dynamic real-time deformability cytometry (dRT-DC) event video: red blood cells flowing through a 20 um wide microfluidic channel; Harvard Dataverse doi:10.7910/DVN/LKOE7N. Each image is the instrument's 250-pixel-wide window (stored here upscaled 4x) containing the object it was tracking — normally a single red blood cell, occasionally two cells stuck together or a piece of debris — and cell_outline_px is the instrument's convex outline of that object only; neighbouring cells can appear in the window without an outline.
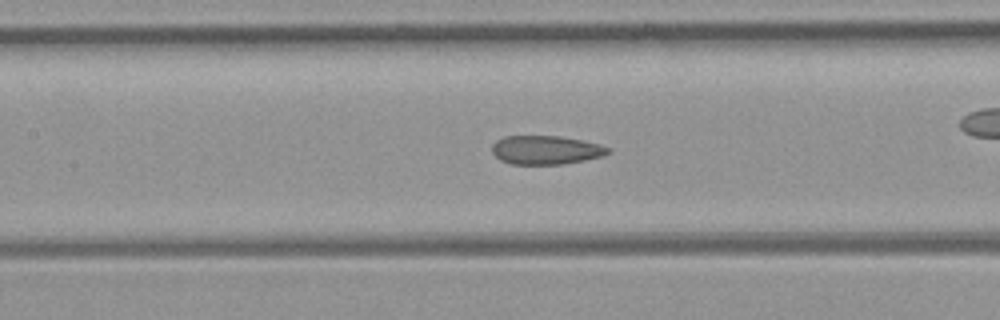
{"species": "common noctule bat (a hibernating species)", "species_latin": "Nyctalus noctula", "temperature_condition": "room temperature", "stored_images_in_passage": 52, "camera_frame_rate_fps": 3000, "um_per_image_px": 0.085, "animal": {"sex": "female", "body_mass_g": 21.9}, "frame": {"image": 1, "passage_image": 23, "time_ms": 7.333, "image_size_px": [1000, 320], "cell_outline_px": [[612, 152], [604, 156], [564, 164], [512, 164], [500, 160], [492, 152], [492, 144], [496, 140], [504, 136], [560, 136], [600, 144], [612, 148]], "centroid_in_image_um": [46.43, 12.75], "position_along_channel_um": 161.0, "area_um2": 19.59}, "authors_computed_cell_mechanics": {"area_um2": 20.2589, "velocity_mm_per_s": 4.0853, "shape_relaxation_time_tau1_ms": null, "shape_relaxation_time_tau2_ms": 1.7549, "deformation_change_tau1": null, "deformation_change_tau2": 0.0835}}